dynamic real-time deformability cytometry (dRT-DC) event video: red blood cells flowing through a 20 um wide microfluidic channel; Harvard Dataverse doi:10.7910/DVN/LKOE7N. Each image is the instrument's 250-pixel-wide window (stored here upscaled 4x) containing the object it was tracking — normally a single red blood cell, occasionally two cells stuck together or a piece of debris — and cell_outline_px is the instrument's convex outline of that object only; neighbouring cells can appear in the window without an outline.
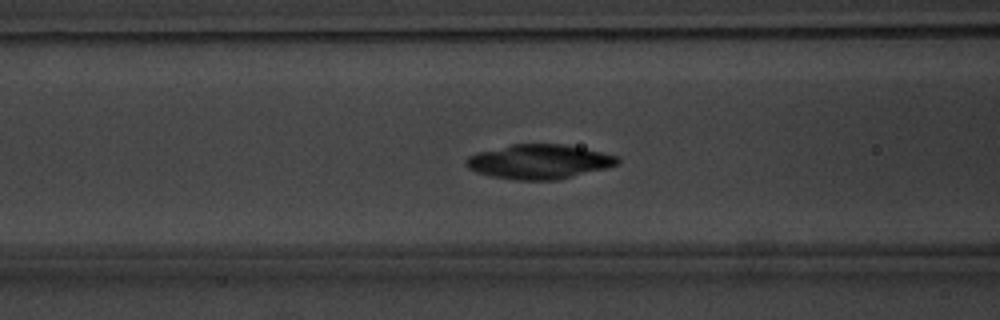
{"species": "common noctule bat (a hibernating species)", "species_latin": "Nyctalus noctula", "temperature_condition": "warm", "stored_images_in_passage": 50, "camera_frame_rate_fps": 3000, "um_per_image_px": 0.085, "animal": {"sex": "male", "body_mass_g": 20.1, "forearm_length_mm": 53.5}, "frame": {"image": 1, "passage_image": 18, "time_ms": 5.667, "image_size_px": [1000, 320], "cell_outline_px": [[620, 164], [608, 168], [556, 180], [516, 180], [492, 176], [476, 172], [468, 168], [464, 160], [468, 156], [476, 152], [512, 144], [564, 144], [620, 156]], "centroid_in_image_um": [45.84, 13.74], "position_along_channel_um": 120.8, "area_um2": 30.58}}
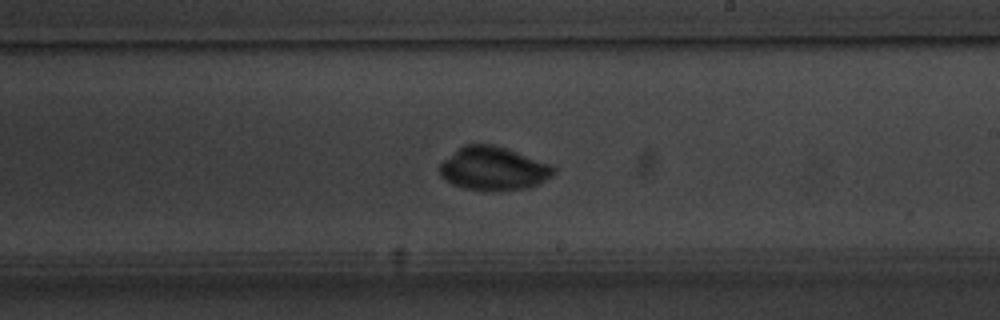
{"frame": {"image": 2, "passage_image": 28, "time_ms": 9.0, "image_size_px": [1000, 320], "cell_outline_px": [[556, 172], [552, 176], [528, 188], [488, 192], [464, 188], [452, 184], [440, 176], [440, 164], [444, 160], [464, 144], [492, 144], [552, 164], [556, 168]], "centroid_in_image_um": [41.95, 14.35], "position_along_channel_um": 247.1, "area_um2": 28.84}}
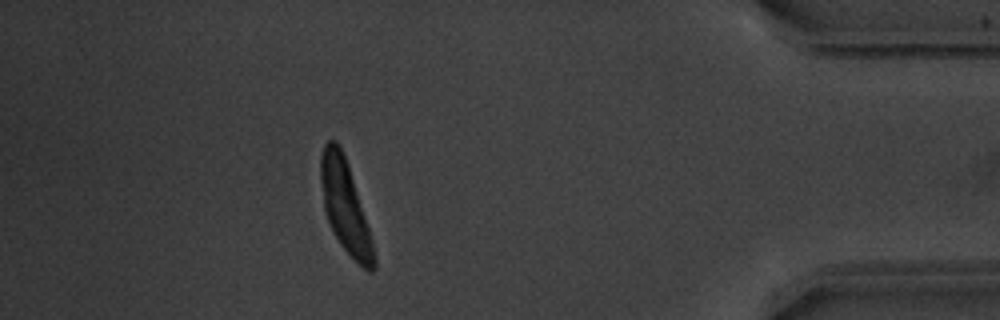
{"frame": {"image": 3, "passage_image": 44, "time_ms": 14.333, "image_size_px": [1000, 320], "cell_outline_px": [[376, 268], [372, 272], [368, 272], [340, 244], [332, 232], [324, 208], [320, 180], [320, 156], [324, 144], [328, 140], [336, 140], [348, 164], [372, 240], [376, 260]], "centroid_in_image_um": [29.32, 17.55], "position_along_channel_um": 405.9, "area_um2": 27.98}, "authors_computed_cell_mechanics": {"area_um2": 28.033, "velocity_mm_per_s": 3.7879, "shape_relaxation_time_tau1_ms": 4.1917, "shape_relaxation_time_tau2_ms": null, "deformation_change_tau1": 0.2633, "deformation_change_tau2": null}}